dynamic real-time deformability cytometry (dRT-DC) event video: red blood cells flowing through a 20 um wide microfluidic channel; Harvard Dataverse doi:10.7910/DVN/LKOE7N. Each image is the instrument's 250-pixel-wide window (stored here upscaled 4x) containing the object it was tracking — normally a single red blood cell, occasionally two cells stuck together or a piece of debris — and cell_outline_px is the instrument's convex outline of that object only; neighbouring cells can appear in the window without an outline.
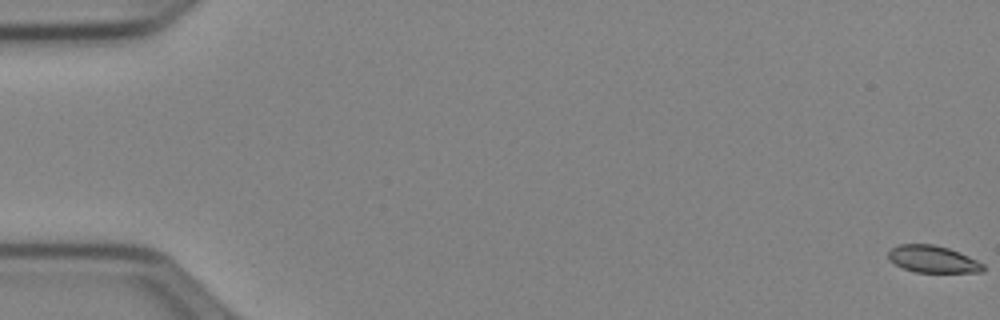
{"species": "Egyptian fruit bat (a non-hibernating species)", "species_latin": "Rousettus aegyptiacus", "temperature_condition": "cold", "stored_images_in_passage": 53, "camera_frame_rate_fps": 3000, "um_per_image_px": 0.085, "animal": {"sex": "female"}, "frame": {"image": 1, "passage_image": 1, "time_ms": 0.0, "image_size_px": [1000, 320], "cell_outline_px": [[984, 272], [916, 272], [904, 268], [888, 260], [888, 252], [892, 248], [900, 244], [932, 244], [948, 248], [968, 256], [984, 264]], "centroid_in_image_um": [79.28, 22.03], "position_along_channel_um": 5.7, "area_um2": 14.8}}
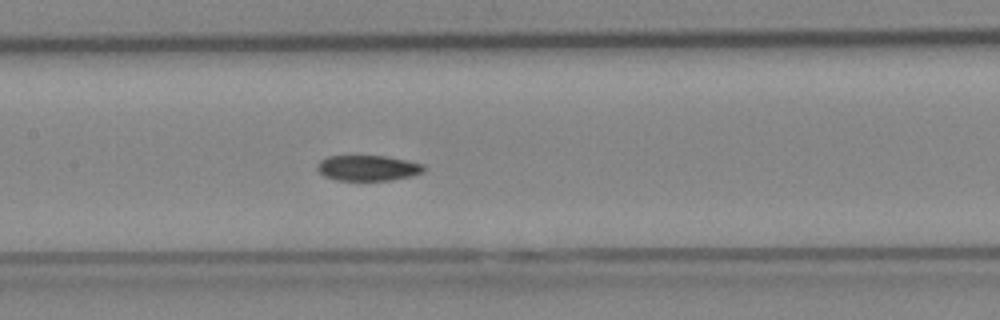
{"frame": {"image": 2, "passage_image": 27, "time_ms": 8.667, "image_size_px": [1000, 320], "cell_outline_px": [[424, 172], [412, 176], [388, 180], [336, 180], [324, 176], [316, 168], [316, 164], [320, 160], [328, 156], [384, 156], [408, 160], [424, 164]], "centroid_in_image_um": [31.26, 14.27], "position_along_channel_um": 176.1, "area_um2": 15.9}}
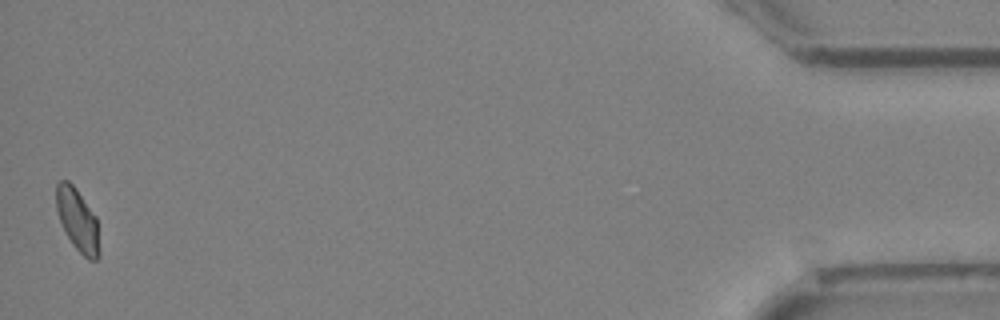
{"frame": {"image": 3, "passage_image": 53, "time_ms": 17.333, "image_size_px": [1000, 320], "cell_outline_px": [[100, 256], [96, 260], [88, 260], [72, 244], [60, 220], [56, 208], [56, 184], [60, 180], [68, 180], [76, 188], [96, 216], [100, 252]], "centroid_in_image_um": [6.61, 18.7], "position_along_channel_um": 428.6, "area_um2": 15.66}, "authors_computed_cell_mechanics": {"area_um2": 16.0684, "velocity_mm_per_s": 3.9451, "shape_relaxation_time_tau1_ms": 4.8297, "shape_relaxation_time_tau2_ms": 6.1775, "deformation_change_tau1": 0.1111, "deformation_change_tau2": 0.0838}}